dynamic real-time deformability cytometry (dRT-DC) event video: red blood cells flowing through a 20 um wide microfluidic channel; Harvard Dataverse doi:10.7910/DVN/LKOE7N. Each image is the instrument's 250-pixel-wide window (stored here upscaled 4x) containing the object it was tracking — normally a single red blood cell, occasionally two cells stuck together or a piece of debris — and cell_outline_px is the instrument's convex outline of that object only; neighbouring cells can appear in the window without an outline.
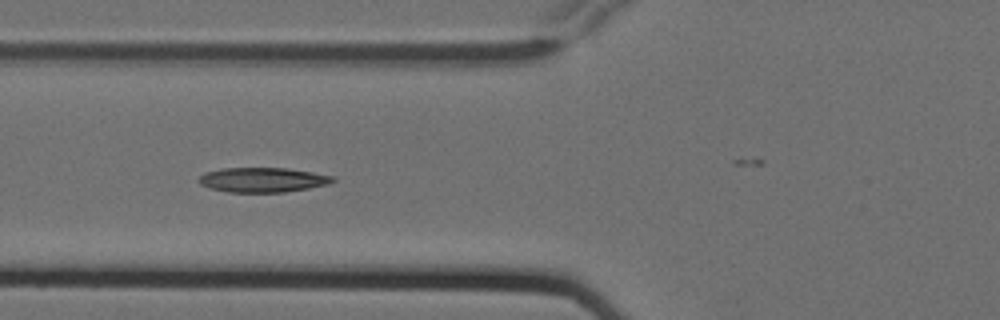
{"species": "Egyptian fruit bat (a non-hibernating species)", "species_latin": "Rousettus aegyptiacus", "temperature_condition": "cold", "stored_images_in_passage": 7, "camera_frame_rate_fps": 3000, "um_per_image_px": 0.085, "animal": {"sex": "female"}, "frame": {"image": 1, "passage_image": 6, "time_ms": 1.667, "image_size_px": [1000, 320], "cell_outline_px": [[336, 180], [328, 184], [308, 188], [284, 192], [228, 192], [208, 188], [200, 184], [196, 180], [204, 172], [220, 168], [288, 168], [312, 172], [332, 176]], "centroid_in_image_um": [22.27, 15.28], "position_along_channel_um": 103.5, "area_um2": 19.36}}
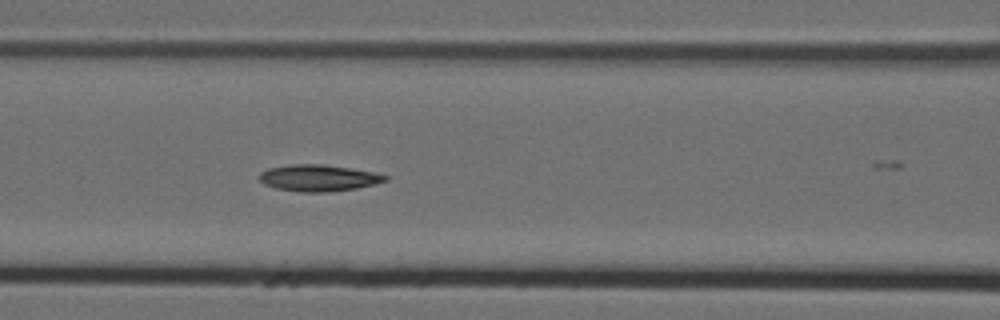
{"frame": {"image": 2, "passage_image": 7, "time_ms": 2.0, "image_size_px": [1000, 320], "cell_outline_px": [[388, 180], [376, 184], [356, 188], [328, 192], [300, 192], [276, 188], [264, 184], [260, 180], [260, 172], [268, 168], [292, 164], [320, 164], [348, 168], [372, 172], [388, 176]], "centroid_in_image_um": [27.06, 15.13], "position_along_channel_um": 139.5, "area_um2": 19.31}}